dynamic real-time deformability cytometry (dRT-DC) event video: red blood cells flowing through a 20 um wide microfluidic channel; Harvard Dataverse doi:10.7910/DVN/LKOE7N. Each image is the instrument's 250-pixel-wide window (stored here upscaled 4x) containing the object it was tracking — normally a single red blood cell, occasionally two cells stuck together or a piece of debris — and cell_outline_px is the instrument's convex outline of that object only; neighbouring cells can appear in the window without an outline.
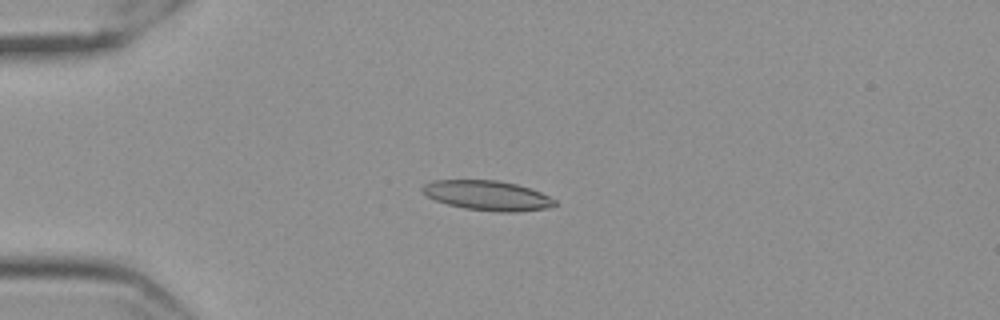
{"species": "Egyptian fruit bat (a non-hibernating species)", "species_latin": "Rousettus aegyptiacus", "temperature_condition": "cold", "stored_images_in_passage": 44, "camera_frame_rate_fps": 3000, "um_per_image_px": 0.085, "frame": {"image": 1, "passage_image": 1, "time_ms": 0.0, "image_size_px": [1000, 320], "cell_outline_px": [[556, 204], [548, 208], [516, 212], [496, 212], [464, 208], [448, 204], [436, 200], [428, 196], [420, 188], [424, 184], [432, 180], [496, 180], [516, 184], [540, 192], [556, 200]], "centroid_in_image_um": [41.43, 16.62], "position_along_channel_um": 43.6, "area_um2": 22.83}}
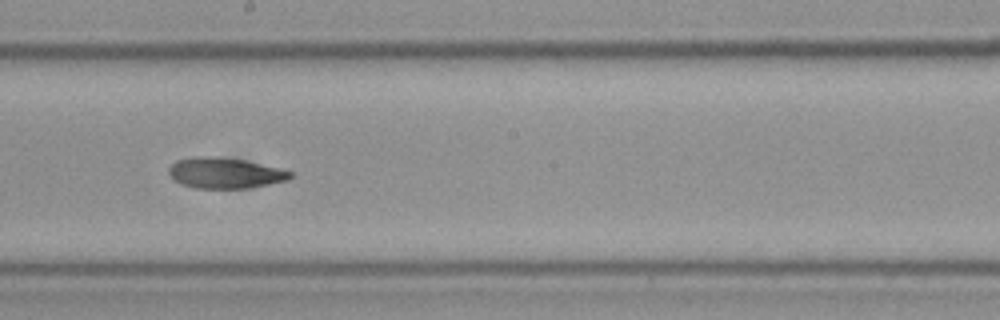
{"frame": {"image": 2, "passage_image": 19, "time_ms": 6.0, "image_size_px": [1000, 320], "cell_outline_px": [[292, 176], [288, 180], [248, 188], [196, 188], [180, 184], [168, 176], [168, 168], [176, 160], [200, 156], [204, 156], [244, 160], [280, 168], [292, 172]], "centroid_in_image_um": [19.09, 14.71], "position_along_channel_um": 229.1, "area_um2": 21.62}}
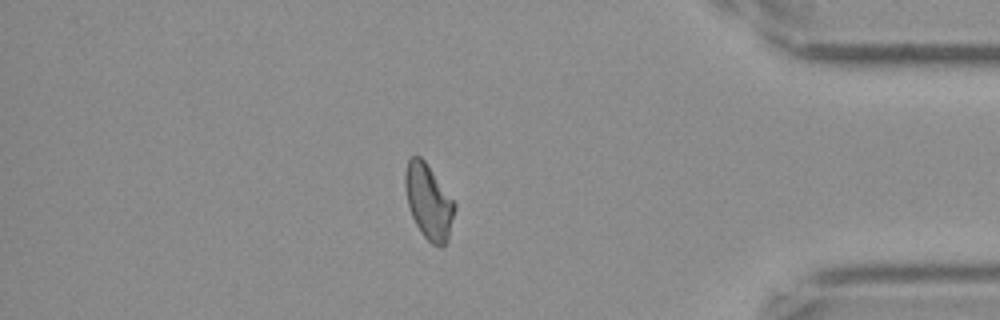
{"frame": {"image": 3, "passage_image": 36, "time_ms": 11.667, "image_size_px": [1000, 320], "cell_outline_px": [[456, 208], [448, 240], [440, 248], [432, 244], [424, 236], [416, 224], [412, 216], [408, 204], [404, 184], [404, 172], [408, 160], [412, 156], [420, 156], [424, 160], [456, 204]], "centroid_in_image_um": [36.43, 17.15], "position_along_channel_um": 398.8, "area_um2": 21.44}, "authors_computed_cell_mechanics": {"area_um2": 21.9929, "velocity_mm_per_s": 3.5263, "shape_relaxation_time_tau1_ms": 10.9294, "shape_relaxation_time_tau2_ms": 4.4273, "deformation_change_tau1": 0.2093, "deformation_change_tau2": 0.1018}}